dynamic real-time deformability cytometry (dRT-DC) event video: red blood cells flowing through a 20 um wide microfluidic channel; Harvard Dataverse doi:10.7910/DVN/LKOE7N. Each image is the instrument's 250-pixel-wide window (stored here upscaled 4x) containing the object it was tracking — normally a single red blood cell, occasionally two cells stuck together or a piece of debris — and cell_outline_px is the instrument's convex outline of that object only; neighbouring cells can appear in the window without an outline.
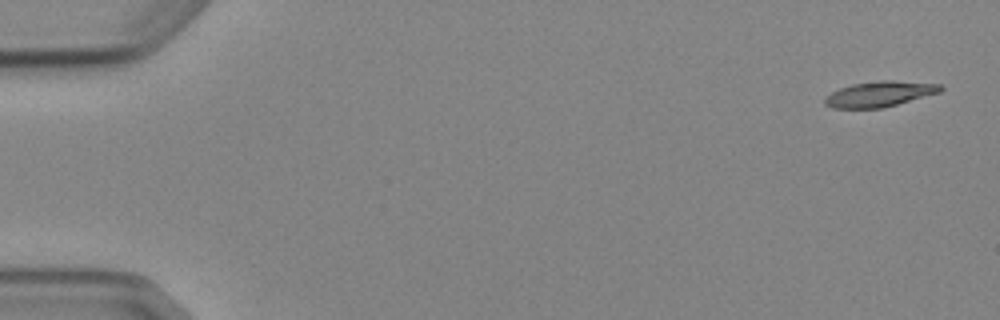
{"species": "Egyptian fruit bat (a non-hibernating species)", "species_latin": "Rousettus aegyptiacus", "temperature_condition": "cold", "stored_images_in_passage": 5, "camera_frame_rate_fps": 3000, "um_per_image_px": 0.085, "animal": {"sex": "female"}, "frame": {"image": 1, "passage_image": 1, "time_ms": 0.0, "image_size_px": [1000, 320], "cell_outline_px": [[944, 88], [940, 92], [896, 104], [880, 108], [832, 108], [824, 104], [824, 96], [840, 88], [852, 84], [880, 80], [892, 80], [940, 84]], "centroid_in_image_um": [74.73, 7.98], "position_along_channel_um": 10.3, "area_um2": 17.05}}
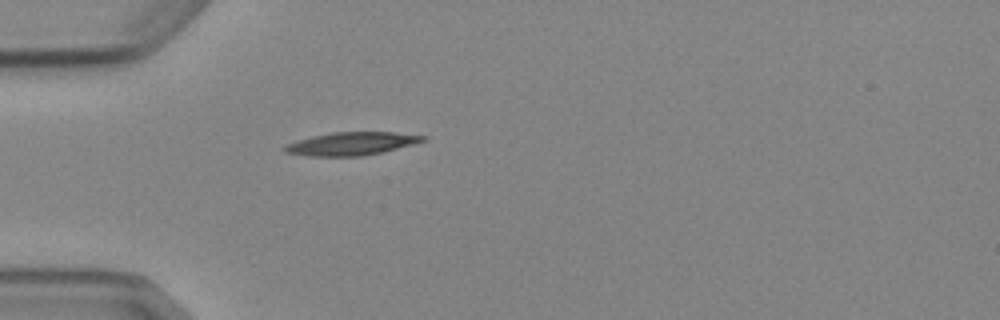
{"frame": {"image": 2, "passage_image": 5, "time_ms": 4.667, "image_size_px": [1000, 320], "cell_outline_px": [[428, 140], [380, 152], [360, 156], [308, 156], [284, 152], [280, 148], [288, 144], [312, 136], [332, 132], [396, 132], [428, 136]], "centroid_in_image_um": [29.88, 12.2], "position_along_channel_um": 55.1, "area_um2": 18.44}}